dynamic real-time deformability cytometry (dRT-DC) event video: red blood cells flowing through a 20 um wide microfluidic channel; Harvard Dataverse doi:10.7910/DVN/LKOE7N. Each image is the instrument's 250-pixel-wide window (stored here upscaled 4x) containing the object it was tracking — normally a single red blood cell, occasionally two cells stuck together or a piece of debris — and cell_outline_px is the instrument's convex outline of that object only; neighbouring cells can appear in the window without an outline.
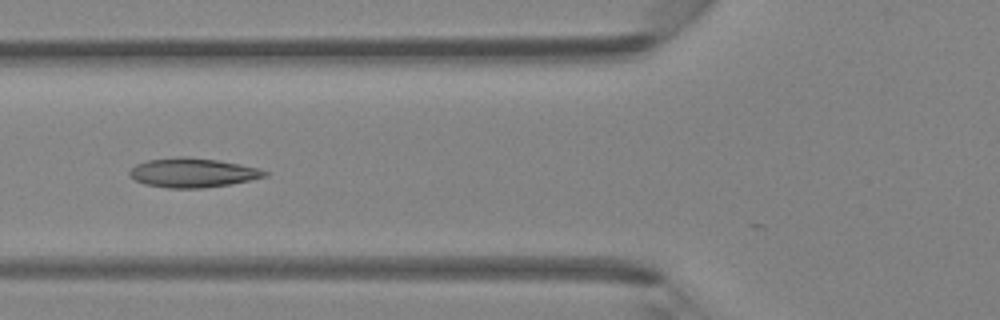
{"species": "Egyptian fruit bat (a non-hibernating species)", "species_latin": "Rousettus aegyptiacus", "temperature_condition": "room temperature", "stored_images_in_passage": 4, "camera_frame_rate_fps": 3000, "um_per_image_px": 0.085, "animal": {"sex": "female"}, "frame": {"image": 1, "passage_image": 4, "time_ms": 1.0, "image_size_px": [1000, 320], "cell_outline_px": [[268, 176], [232, 184], [204, 188], [168, 188], [144, 184], [136, 180], [128, 172], [136, 164], [148, 160], [180, 156], [184, 156], [216, 160], [240, 164], [256, 168], [268, 172]], "centroid_in_image_um": [16.38, 14.68], "position_along_channel_um": 109.4, "area_um2": 22.95}}